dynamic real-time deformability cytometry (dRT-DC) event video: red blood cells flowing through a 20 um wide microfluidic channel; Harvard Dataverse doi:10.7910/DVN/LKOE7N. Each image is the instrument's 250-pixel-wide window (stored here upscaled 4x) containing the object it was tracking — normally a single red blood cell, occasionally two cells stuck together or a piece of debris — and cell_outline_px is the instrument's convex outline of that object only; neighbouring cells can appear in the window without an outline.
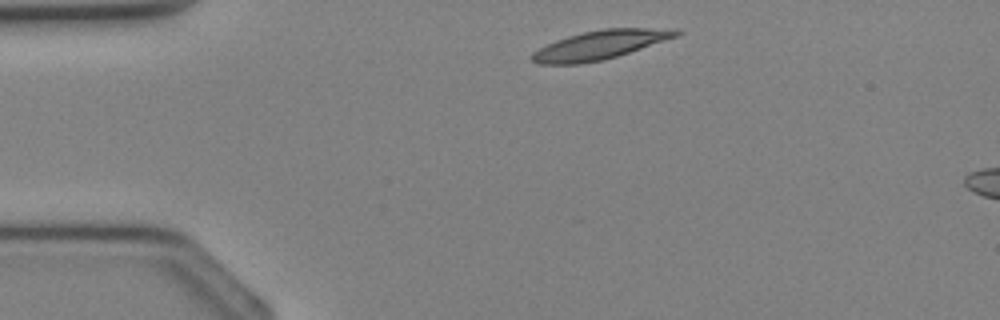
{"species": "Egyptian fruit bat (a non-hibernating species)", "species_latin": "Rousettus aegyptiacus", "temperature_condition": "cold", "stored_images_in_passage": 6, "camera_frame_rate_fps": 3000, "um_per_image_px": 0.085, "animal": {"sex": "female"}, "frame": {"image": 1, "passage_image": 2, "time_ms": 0.333, "image_size_px": [1000, 320], "cell_outline_px": [[684, 32], [680, 36], [616, 56], [600, 60], [580, 64], [540, 64], [532, 60], [528, 56], [532, 52], [556, 40], [568, 36], [584, 32], [604, 28], [648, 28]], "centroid_in_image_um": [50.95, 3.83], "position_along_channel_um": 34.0, "area_um2": 23.87}}